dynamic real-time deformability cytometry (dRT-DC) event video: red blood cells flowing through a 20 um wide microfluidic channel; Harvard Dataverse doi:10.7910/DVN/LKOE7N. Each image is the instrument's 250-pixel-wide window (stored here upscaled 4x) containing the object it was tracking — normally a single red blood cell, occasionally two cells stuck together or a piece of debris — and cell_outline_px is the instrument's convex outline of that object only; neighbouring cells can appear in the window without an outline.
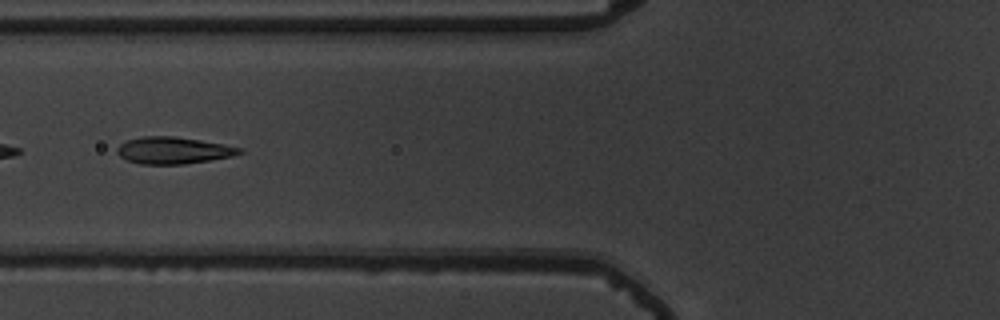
{"species": "common noctule bat (a hibernating species)", "species_latin": "Nyctalus noctula", "temperature_condition": "warm", "stored_images_in_passage": 9, "camera_frame_rate_fps": 3000, "um_per_image_px": 0.085, "animal": {"sex": "male", "body_mass_g": 19.5, "forearm_length_mm": 54.6}, "frame": {"image": 1, "passage_image": 4, "time_ms": 1.0, "image_size_px": [1000, 320], "cell_outline_px": [[244, 152], [232, 156], [184, 164], [140, 164], [128, 160], [120, 156], [116, 152], [116, 148], [120, 144], [128, 140], [140, 136], [172, 136], [200, 140], [224, 144], [244, 148]], "centroid_in_image_um": [14.74, 12.78], "position_along_channel_um": 111.1, "area_um2": 19.13}}
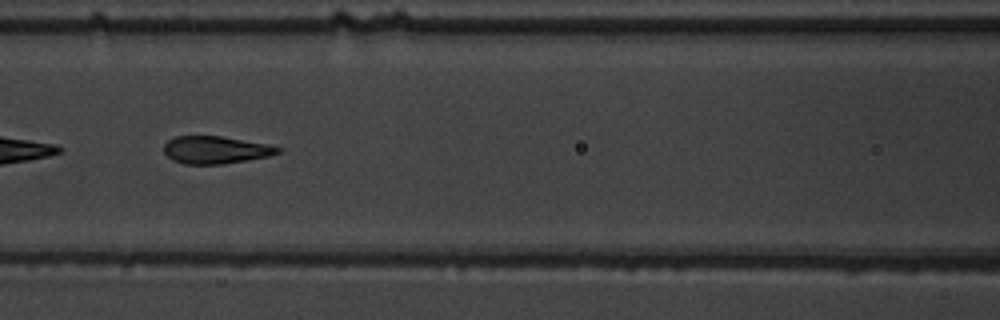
{"frame": {"image": 2, "passage_image": 7, "time_ms": 2.0, "image_size_px": [1000, 320], "cell_outline_px": [[284, 148], [280, 152], [268, 156], [224, 164], [184, 164], [172, 160], [164, 152], [164, 144], [168, 140], [176, 136], [220, 136], [268, 144]], "centroid_in_image_um": [18.33, 12.74], "position_along_channel_um": 148.3, "area_um2": 18.26}}